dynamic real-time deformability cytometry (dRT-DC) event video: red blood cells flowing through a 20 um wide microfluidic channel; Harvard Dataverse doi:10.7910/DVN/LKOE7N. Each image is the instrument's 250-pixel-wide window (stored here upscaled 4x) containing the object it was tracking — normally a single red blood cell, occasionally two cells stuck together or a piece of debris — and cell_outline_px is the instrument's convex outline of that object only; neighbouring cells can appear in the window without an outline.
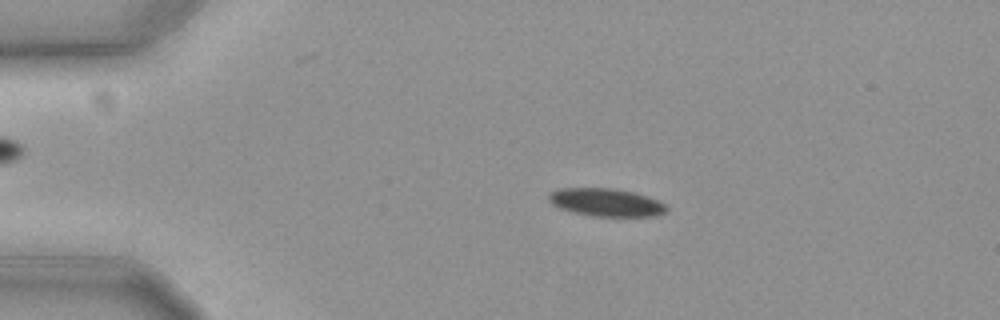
{"species": "common noctule bat (a hibernating species)", "species_latin": "Nyctalus noctula", "temperature_condition": "cold", "stored_images_in_passage": 48, "camera_frame_rate_fps": 3000, "um_per_image_px": 0.085, "animal": {"sex": "female", "body_mass_g": 19.3, "forearm_length_mm": 54.1}, "frame": {"image": 1, "passage_image": 3, "time_ms": 0.667, "image_size_px": [1000, 320], "cell_outline_px": [[668, 208], [664, 212], [652, 216], [596, 216], [576, 212], [560, 208], [552, 204], [548, 200], [548, 196], [556, 188], [616, 188], [636, 192], [660, 200]], "centroid_in_image_um": [51.53, 17.18], "position_along_channel_um": 33.5, "area_um2": 19.13}}
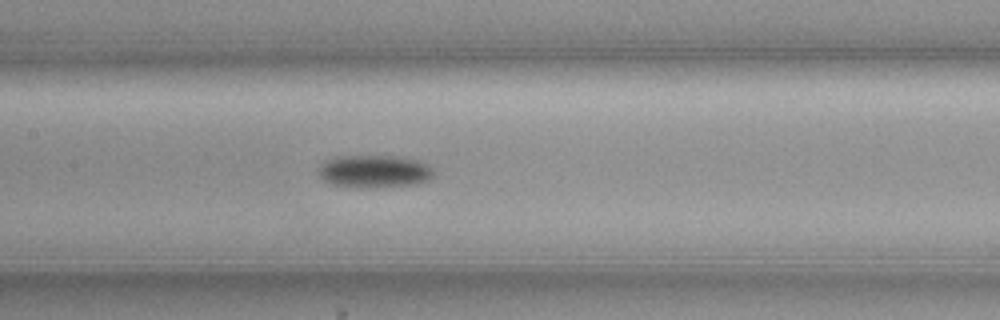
{"frame": {"image": 2, "passage_image": 19, "time_ms": 6.0, "image_size_px": [1000, 320], "cell_outline_px": [[432, 176], [428, 180], [416, 184], [368, 188], [332, 184], [324, 180], [320, 176], [320, 168], [328, 160], [344, 156], [392, 156], [416, 160], [428, 164], [432, 168]], "centroid_in_image_um": [31.86, 14.57], "position_along_channel_um": 175.5, "area_um2": 21.39}}
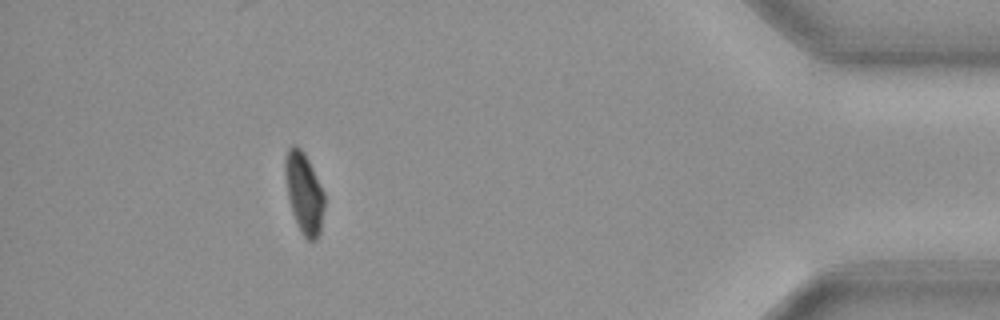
{"frame": {"image": 3, "passage_image": 43, "time_ms": 14.0, "image_size_px": [1000, 320], "cell_outline_px": [[324, 208], [320, 232], [316, 240], [308, 240], [300, 232], [296, 224], [292, 212], [288, 196], [284, 164], [288, 148], [292, 144], [296, 144], [304, 152], [324, 192]], "centroid_in_image_um": [25.84, 16.41], "position_along_channel_um": 409.4, "area_um2": 18.38}, "authors_computed_cell_mechanics": {"area_um2": 19.8832, "velocity_mm_per_s": 3.6218, "shape_relaxation_time_tau1_ms": 9.831, "shape_relaxation_time_tau2_ms": null, "deformation_change_tau1": 0.1821, "deformation_change_tau2": null}}